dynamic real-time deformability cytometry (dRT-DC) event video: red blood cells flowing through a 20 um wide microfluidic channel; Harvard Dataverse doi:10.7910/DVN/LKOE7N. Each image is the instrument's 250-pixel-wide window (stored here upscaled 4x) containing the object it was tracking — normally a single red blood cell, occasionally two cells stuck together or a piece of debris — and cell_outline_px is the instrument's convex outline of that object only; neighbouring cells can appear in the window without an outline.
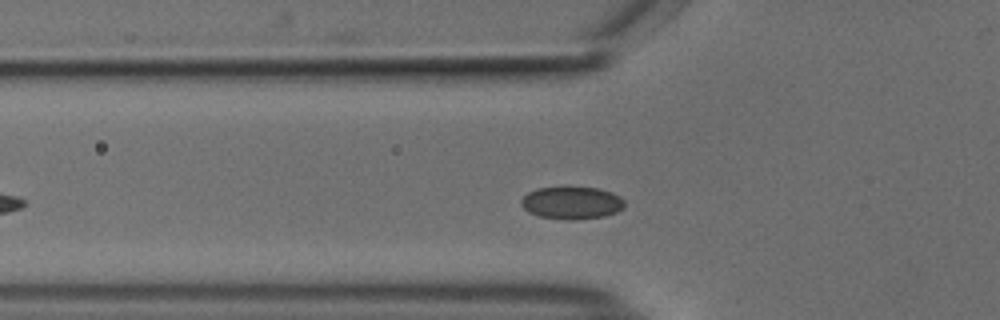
{"species": "common noctule bat (a hibernating species)", "species_latin": "Nyctalus noctula", "temperature_condition": "cold", "stored_images_in_passage": 48, "camera_frame_rate_fps": 3000, "um_per_image_px": 0.085, "animal": {"sex": "male", "body_mass_g": 18.8}, "frame": {"image": 1, "passage_image": 11, "time_ms": 3.333, "image_size_px": [1000, 320], "cell_outline_px": [[624, 208], [616, 212], [604, 216], [572, 220], [568, 220], [540, 216], [528, 212], [520, 204], [520, 200], [528, 192], [536, 188], [596, 188], [612, 192], [620, 196], [624, 200]], "centroid_in_image_um": [48.6, 17.25], "position_along_channel_um": 77.2, "area_um2": 19.42}}
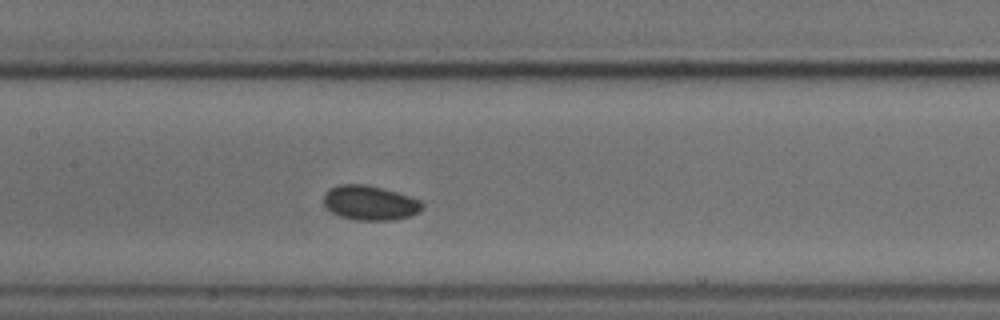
{"frame": {"image": 2, "passage_image": 19, "time_ms": 6.0, "image_size_px": [1000, 320], "cell_outline_px": [[424, 208], [408, 216], [392, 220], [356, 220], [340, 216], [324, 208], [324, 192], [328, 188], [340, 184], [364, 184], [396, 192], [424, 200]], "centroid_in_image_um": [31.42, 17.23], "position_along_channel_um": 176.0, "area_um2": 20.0}}
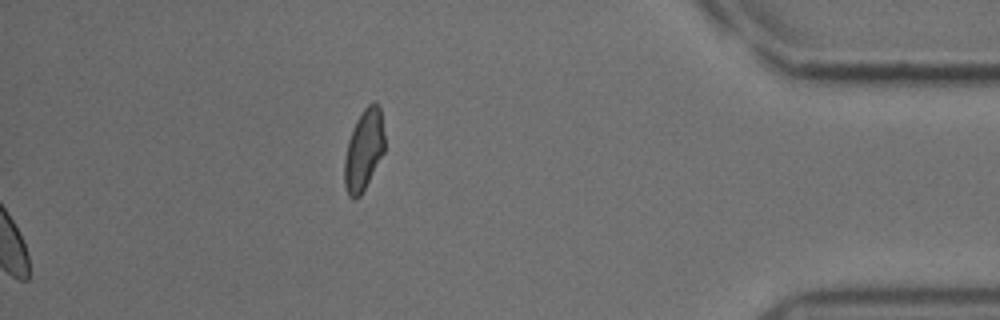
{"frame": {"image": 3, "passage_image": 48, "time_ms": 15.667, "image_size_px": [1000, 320], "cell_outline_px": [[384, 152], [360, 196], [352, 200], [348, 196], [344, 184], [344, 160], [348, 140], [352, 128], [356, 120], [364, 108], [368, 104], [376, 100], [380, 104], [384, 132]], "centroid_in_image_um": [30.92, 12.71], "position_along_channel_um": 404.3, "area_um2": 19.13}, "authors_computed_cell_mechanics": {"area_um2": 19.5364, "velocity_mm_per_s": 3.6829, "shape_relaxation_time_tau1_ms": 1.2217, "shape_relaxation_time_tau2_ms": null, "deformation_change_tau1": 0.036, "deformation_change_tau2": null}}